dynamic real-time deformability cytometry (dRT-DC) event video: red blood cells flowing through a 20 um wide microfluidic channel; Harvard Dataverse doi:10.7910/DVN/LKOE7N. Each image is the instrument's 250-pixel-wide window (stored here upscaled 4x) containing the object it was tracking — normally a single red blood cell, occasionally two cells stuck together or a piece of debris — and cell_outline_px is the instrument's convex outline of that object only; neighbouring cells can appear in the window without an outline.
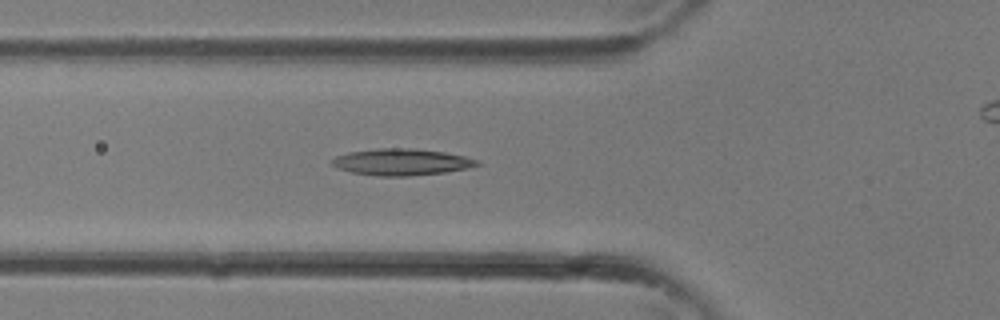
{"species": "common noctule bat (a hibernating species)", "species_latin": "Nyctalus noctula", "temperature_condition": "room temperature", "stored_images_in_passage": 24, "camera_frame_rate_fps": 3000, "um_per_image_px": 0.085, "animal": {"sex": "female"}, "frame": {"image": 1, "passage_image": 5, "time_ms": 1.333, "image_size_px": [1000, 320], "cell_outline_px": [[480, 164], [464, 168], [444, 172], [408, 176], [376, 176], [352, 172], [336, 168], [332, 164], [332, 160], [336, 156], [348, 152], [376, 148], [412, 148], [444, 152], [464, 156], [480, 160]], "centroid_in_image_um": [34.09, 13.76], "position_along_channel_um": 91.7, "area_um2": 22.37}}
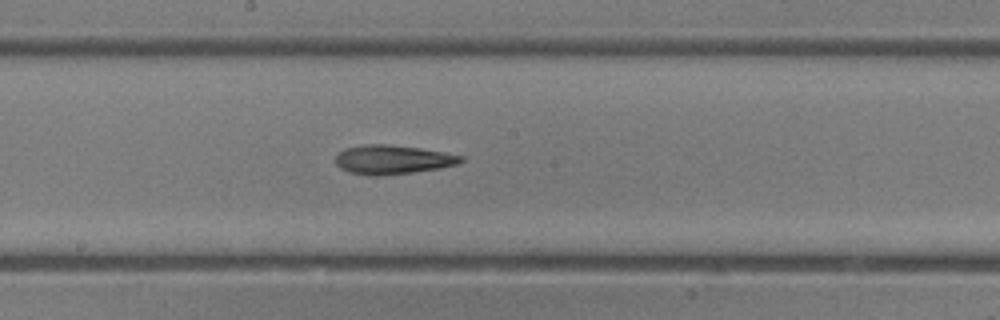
{"frame": {"image": 2, "passage_image": 11, "time_ms": 3.333, "image_size_px": [1000, 320], "cell_outline_px": [[464, 160], [456, 164], [440, 168], [412, 172], [376, 176], [368, 176], [352, 172], [340, 168], [336, 164], [336, 156], [344, 148], [364, 144], [388, 144], [420, 148], [464, 156]], "centroid_in_image_um": [33.35, 13.56], "position_along_channel_um": 214.8, "area_um2": 21.1}}
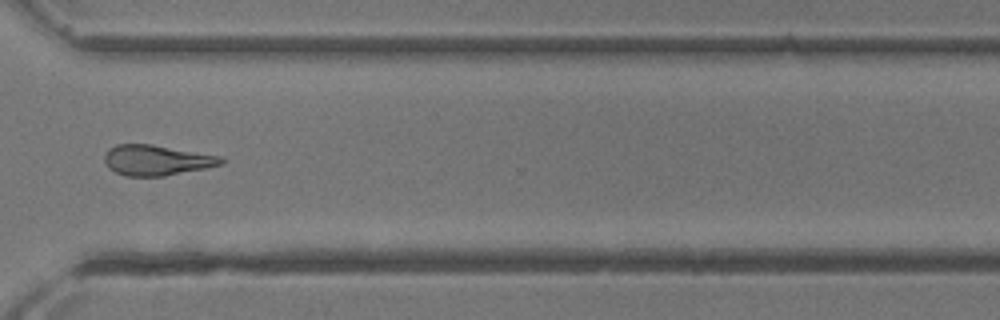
{"frame": {"image": 3, "passage_image": 18, "time_ms": 5.667, "image_size_px": [1000, 320], "cell_outline_px": [[224, 164], [208, 168], [164, 176], [124, 176], [108, 168], [104, 160], [104, 156], [108, 148], [116, 144], [152, 144], [224, 156]], "centroid_in_image_um": [13.35, 13.61], "position_along_channel_um": 357.3, "area_um2": 21.04}}